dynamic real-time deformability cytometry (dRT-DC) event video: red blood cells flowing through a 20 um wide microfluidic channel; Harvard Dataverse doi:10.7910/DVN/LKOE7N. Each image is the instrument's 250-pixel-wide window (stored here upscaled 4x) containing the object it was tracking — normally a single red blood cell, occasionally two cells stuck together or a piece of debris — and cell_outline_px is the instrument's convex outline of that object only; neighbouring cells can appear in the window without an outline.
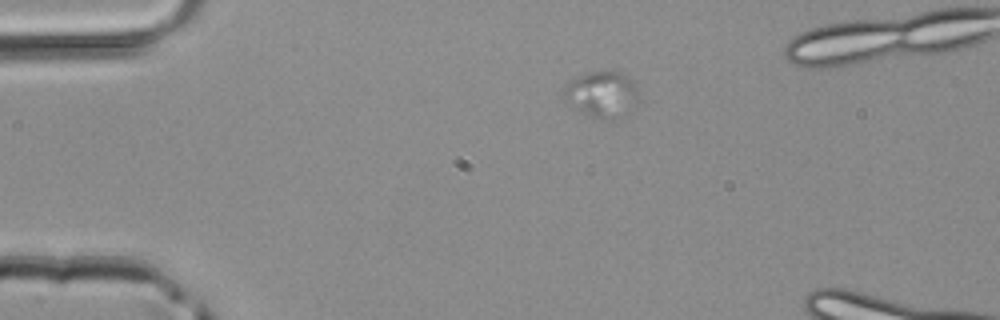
{"species": "common noctule bat (a hibernating species)", "species_latin": "Nyctalus noctula", "temperature_condition": "room temperature", "stored_images_in_passage": 5, "camera_frame_rate_fps": 3000, "um_per_image_px": 0.085, "animal": {"sex": "male", "body_mass_g": 20.4}, "frame": {"image": 1, "passage_image": 3, "time_ms": 0.667, "image_size_px": [1000, 320], "cell_outline_px": [[636, 104], [632, 112], [612, 120], [600, 120], [588, 116], [564, 100], [564, 84], [588, 72], [612, 68], [624, 72], [632, 76], [636, 84]], "centroid_in_image_um": [51.21, 7.98], "position_along_channel_um": 33.8, "area_um2": 20.92}}